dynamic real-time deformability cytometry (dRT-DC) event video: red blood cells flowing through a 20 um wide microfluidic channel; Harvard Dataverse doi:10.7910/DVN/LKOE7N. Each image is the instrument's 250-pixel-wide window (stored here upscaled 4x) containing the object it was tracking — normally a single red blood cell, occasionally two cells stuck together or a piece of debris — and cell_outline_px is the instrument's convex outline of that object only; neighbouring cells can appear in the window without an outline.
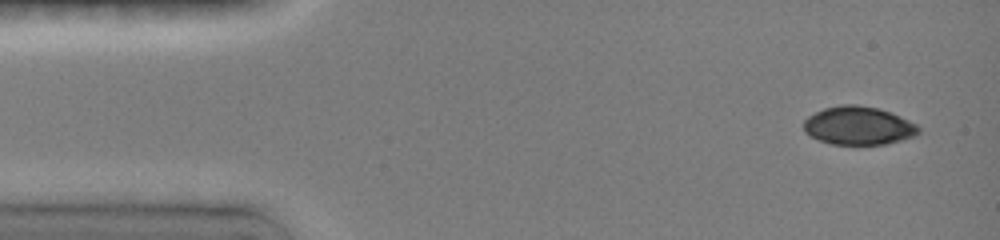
{"species": "common noctule bat (a hibernating species)", "species_latin": "Nyctalus noctula", "temperature_condition": "room temperature", "stored_images_in_passage": 28, "camera_frame_rate_fps": 3000, "um_per_image_px": 0.085, "animal": {"sex": "female", "body_mass_g": 19.0, "forearm_length_mm": 51.5}, "frame": {"image": 1, "passage_image": 2, "time_ms": 0.667, "image_size_px": [1000, 240], "cell_outline_px": [[920, 132], [916, 136], [884, 144], [832, 144], [820, 140], [804, 132], [804, 120], [808, 116], [824, 108], [840, 104], [856, 104], [880, 108], [900, 116], [916, 124], [920, 128]], "centroid_in_image_um": [72.98, 10.67], "position_along_channel_um": 12.0, "area_um2": 25.66}}
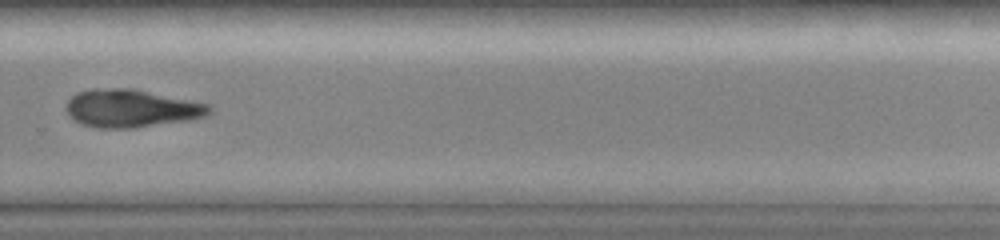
{"frame": {"image": 2, "passage_image": 19, "time_ms": 10.667, "image_size_px": [1000, 240], "cell_outline_px": [[212, 112], [204, 116], [192, 120], [132, 128], [96, 128], [80, 124], [72, 120], [68, 112], [68, 100], [72, 96], [80, 92], [112, 88], [132, 88], [212, 104]], "centroid_in_image_um": [11.24, 9.23], "position_along_channel_um": 318.6, "area_um2": 31.56}}
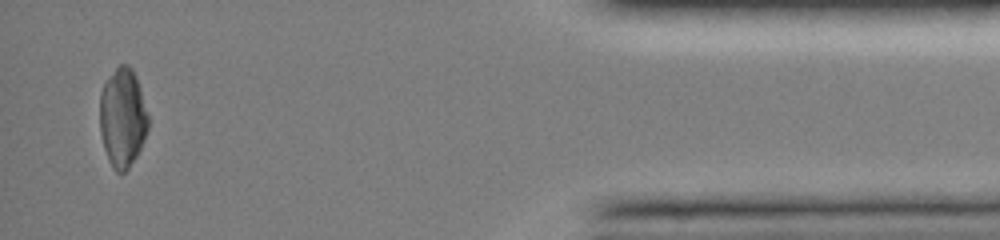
{"frame": {"image": 3, "passage_image": 28, "time_ms": 14.667, "image_size_px": [1000, 240], "cell_outline_px": [[148, 128], [144, 140], [136, 156], [128, 168], [120, 176], [112, 168], [108, 160], [104, 148], [100, 132], [100, 92], [104, 80], [120, 64], [128, 64], [132, 68], [136, 76], [140, 88], [148, 116]], "centroid_in_image_um": [10.4, 10.01], "position_along_channel_um": 424.8, "area_um2": 28.15}}